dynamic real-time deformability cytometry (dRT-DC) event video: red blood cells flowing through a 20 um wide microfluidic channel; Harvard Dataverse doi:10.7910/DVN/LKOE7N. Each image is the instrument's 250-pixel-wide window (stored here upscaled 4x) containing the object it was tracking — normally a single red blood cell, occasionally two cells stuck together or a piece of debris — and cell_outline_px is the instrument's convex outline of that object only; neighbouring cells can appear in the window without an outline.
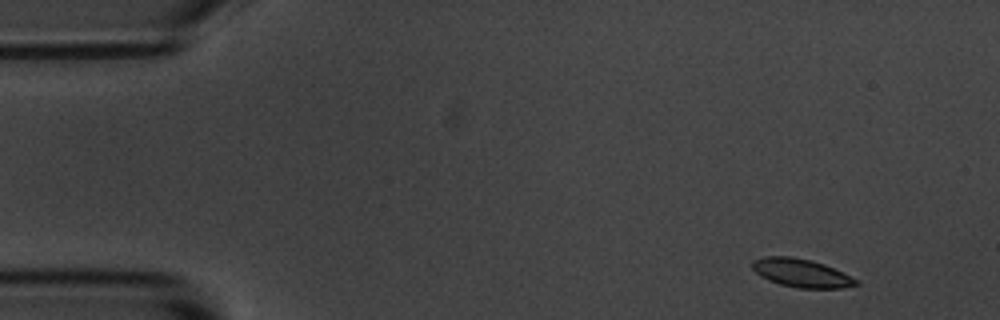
{"species": "common noctule bat (a hibernating species)", "species_latin": "Nyctalus noctula", "temperature_condition": "room temperature", "stored_images_in_passage": 5, "segment_of_instrument_passage": [1, 2], "camera_frame_rate_fps": 3000, "um_per_image_px": 0.085, "animal": {"sex": "male", "body_mass_g": 20.1, "forearm_length_mm": 53.5}, "frame": {"image": 1, "passage_image": 1, "time_ms": 0.0, "image_size_px": [1000, 320], "cell_outline_px": [[860, 284], [844, 288], [800, 288], [780, 284], [768, 280], [760, 276], [752, 268], [752, 260], [764, 256], [792, 256], [812, 260], [824, 264], [860, 280]], "centroid_in_image_um": [68.13, 23.2], "position_along_channel_um": 16.9, "area_um2": 17.28}}
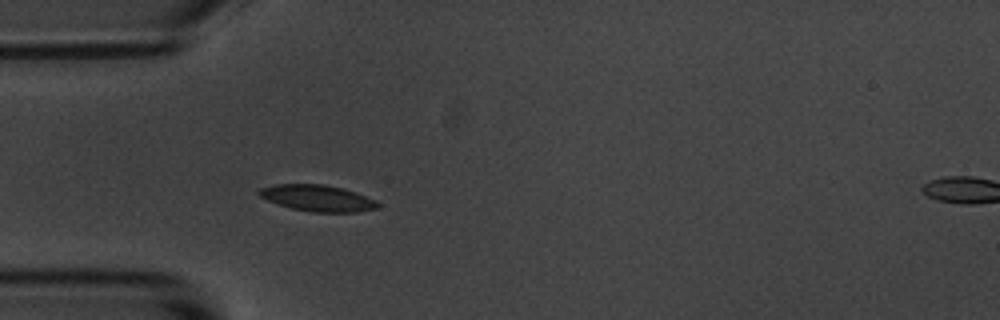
{"frame": {"image": 2, "passage_image": 4, "time_ms": 3.667, "image_size_px": [1000, 320], "cell_outline_px": [[380, 204], [376, 208], [356, 212], [312, 212], [292, 208], [268, 200], [260, 196], [256, 192], [260, 188], [276, 184], [324, 184], [344, 188], [356, 192], [376, 200]], "centroid_in_image_um": [27.0, 16.83], "position_along_channel_um": 58.0, "area_um2": 18.15}}